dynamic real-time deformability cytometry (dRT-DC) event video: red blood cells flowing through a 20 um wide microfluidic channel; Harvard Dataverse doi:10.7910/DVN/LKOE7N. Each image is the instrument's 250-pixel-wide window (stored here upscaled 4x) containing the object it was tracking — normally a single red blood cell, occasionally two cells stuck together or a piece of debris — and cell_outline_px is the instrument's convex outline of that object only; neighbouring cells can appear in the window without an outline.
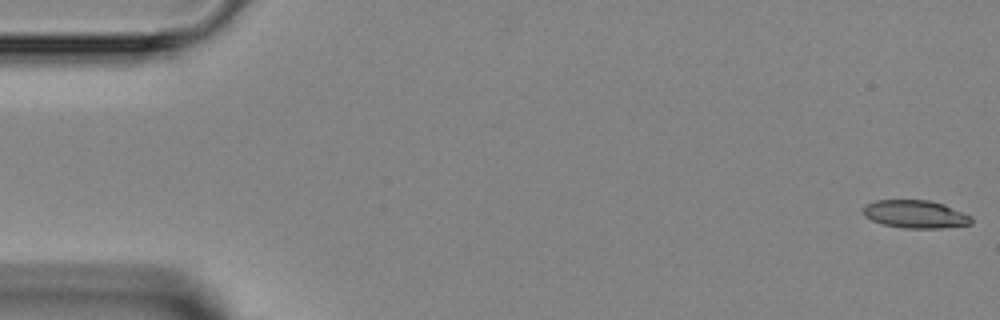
{"species": "Egyptian fruit bat (a non-hibernating species)", "species_latin": "Rousettus aegyptiacus", "temperature_condition": "room temperature", "stored_images_in_passage": 4, "camera_frame_rate_fps": 3000, "um_per_image_px": 0.085, "animal": {"sex": "female"}, "frame": {"image": 1, "passage_image": 1, "time_ms": 0.0, "image_size_px": [1000, 320], "cell_outline_px": [[972, 224], [940, 228], [904, 228], [884, 224], [872, 220], [864, 216], [864, 208], [868, 204], [876, 200], [928, 200], [944, 204], [972, 216]], "centroid_in_image_um": [77.84, 18.2], "position_along_channel_um": 7.2, "area_um2": 17.46}}
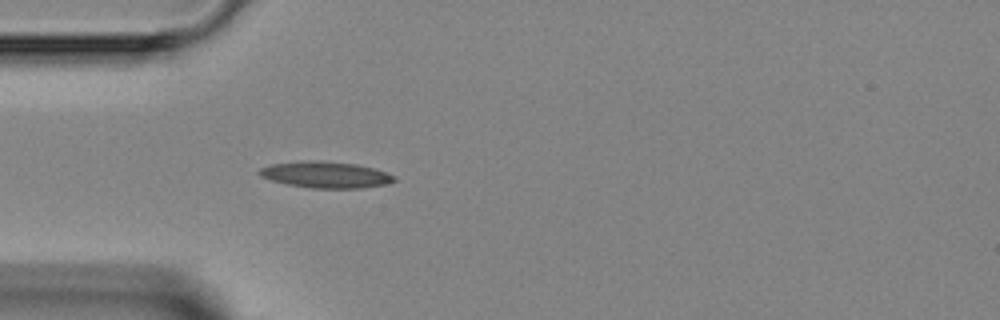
{"frame": {"image": 2, "passage_image": 4, "time_ms": 4.333, "image_size_px": [1000, 320], "cell_outline_px": [[396, 180], [384, 184], [360, 188], [312, 188], [288, 184], [272, 180], [260, 176], [256, 172], [260, 168], [272, 164], [312, 160], [356, 164], [372, 168], [396, 176]], "centroid_in_image_um": [27.65, 14.85], "position_along_channel_um": 57.3, "area_um2": 20.35}}